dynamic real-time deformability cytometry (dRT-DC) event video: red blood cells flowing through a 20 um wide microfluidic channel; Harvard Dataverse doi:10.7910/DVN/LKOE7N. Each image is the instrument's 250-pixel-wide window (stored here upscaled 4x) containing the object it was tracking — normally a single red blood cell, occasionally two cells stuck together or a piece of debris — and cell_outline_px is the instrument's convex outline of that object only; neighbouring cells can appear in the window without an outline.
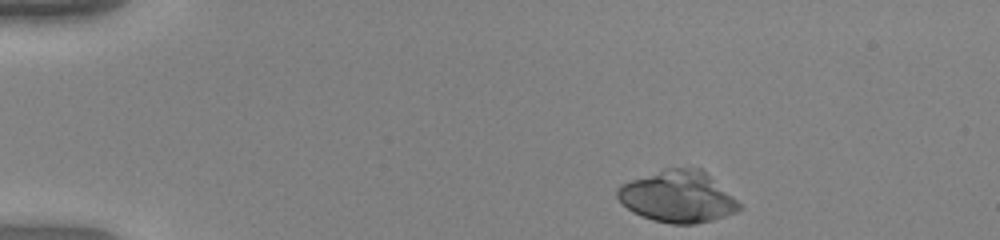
{"species": "human", "species_latin": "Homo sapiens", "temperature_condition": "warm", "stored_images_in_passage": 44, "camera_frame_rate_fps": 3000, "um_per_image_px": 0.085, "donor": {"sex": "female"}, "frame": {"image": 1, "passage_image": 1, "time_ms": 0.0, "image_size_px": [1000, 240], "cell_outline_px": [[744, 208], [736, 212], [712, 220], [696, 224], [672, 224], [652, 220], [632, 212], [620, 204], [616, 196], [616, 188], [620, 184], [664, 168], [700, 168], [732, 196]], "centroid_in_image_um": [57.55, 16.73], "position_along_channel_um": 27.4, "area_um2": 36.59}}
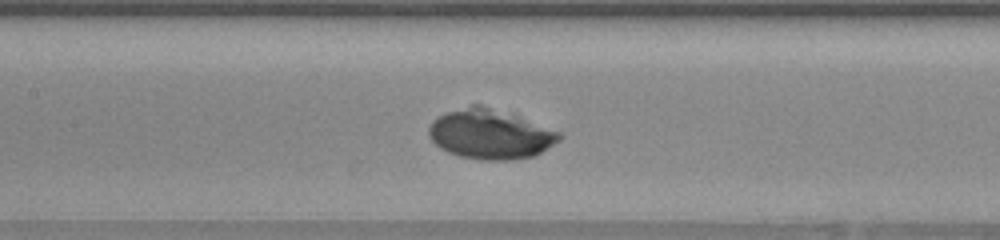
{"frame": {"image": 2, "passage_image": 18, "time_ms": 5.667, "image_size_px": [1000, 240], "cell_outline_px": [[560, 140], [540, 152], [532, 156], [508, 160], [484, 160], [460, 156], [448, 152], [440, 148], [428, 136], [428, 128], [432, 120], [448, 112], [472, 104], [480, 104], [520, 116], [560, 132]], "centroid_in_image_um": [41.65, 11.39], "position_along_channel_um": 165.8, "area_um2": 37.51}}
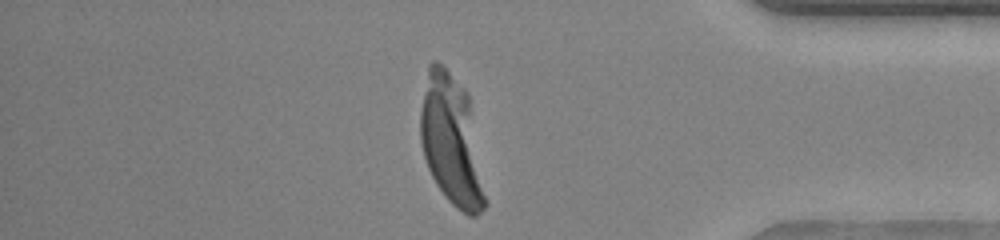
{"frame": {"image": 3, "passage_image": 37, "time_ms": 12.0, "image_size_px": [1000, 240], "cell_outline_px": [[488, 204], [476, 216], [468, 216], [456, 208], [448, 200], [436, 184], [428, 168], [424, 156], [420, 140], [420, 112], [428, 64], [432, 60], [436, 60], [468, 92]], "centroid_in_image_um": [38.38, 12.0], "position_along_channel_um": 396.8, "area_um2": 49.07}, "authors_computed_cell_mechanics": {"area_um2": 38.0902, "velocity_mm_per_s": 4.0069, "shape_relaxation_time_tau1_ms": 2.0385, "shape_relaxation_time_tau2_ms": null, "deformation_change_tau1": 0.1443, "deformation_change_tau2": null}}